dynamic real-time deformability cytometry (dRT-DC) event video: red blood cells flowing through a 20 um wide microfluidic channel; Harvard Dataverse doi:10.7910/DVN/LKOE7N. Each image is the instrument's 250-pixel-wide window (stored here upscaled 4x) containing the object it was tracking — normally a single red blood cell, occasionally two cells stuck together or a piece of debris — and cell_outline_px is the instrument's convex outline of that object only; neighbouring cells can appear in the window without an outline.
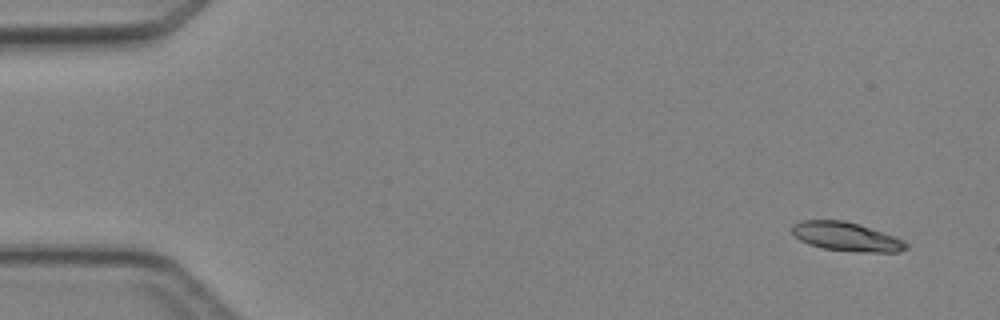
{"species": "Egyptian fruit bat (a non-hibernating species)", "species_latin": "Rousettus aegyptiacus", "temperature_condition": "cold", "stored_images_in_passage": 3, "camera_frame_rate_fps": 3000, "um_per_image_px": 0.085, "animal": {"sex": "female"}, "frame": {"image": 1, "passage_image": 1, "time_ms": 0.0, "image_size_px": [1000, 320], "cell_outline_px": [[908, 248], [900, 252], [868, 252], [824, 248], [808, 244], [800, 240], [792, 232], [792, 224], [800, 220], [844, 220], [860, 224], [896, 236], [904, 240], [908, 244]], "centroid_in_image_um": [71.97, 20.1], "position_along_channel_um": 13.0, "area_um2": 19.25}}